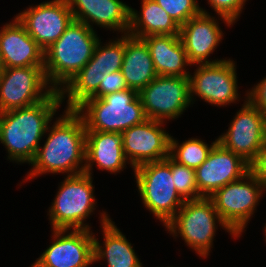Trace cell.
I'll return each instance as SVG.
<instances>
[{
    "instance_id": "obj_1",
    "label": "cell",
    "mask_w": 266,
    "mask_h": 267,
    "mask_svg": "<svg viewBox=\"0 0 266 267\" xmlns=\"http://www.w3.org/2000/svg\"><path fill=\"white\" fill-rule=\"evenodd\" d=\"M46 132L50 133L43 148L38 147L25 180L46 173H84L86 127L81 115L75 109H66Z\"/></svg>"
},
{
    "instance_id": "obj_2",
    "label": "cell",
    "mask_w": 266,
    "mask_h": 267,
    "mask_svg": "<svg viewBox=\"0 0 266 267\" xmlns=\"http://www.w3.org/2000/svg\"><path fill=\"white\" fill-rule=\"evenodd\" d=\"M60 92L54 90L45 100L25 108L0 113V142L10 161L31 163L55 112L61 106Z\"/></svg>"
},
{
    "instance_id": "obj_3",
    "label": "cell",
    "mask_w": 266,
    "mask_h": 267,
    "mask_svg": "<svg viewBox=\"0 0 266 267\" xmlns=\"http://www.w3.org/2000/svg\"><path fill=\"white\" fill-rule=\"evenodd\" d=\"M95 32L83 22L73 20L44 51L45 76L54 90H61L90 61L99 41Z\"/></svg>"
},
{
    "instance_id": "obj_4",
    "label": "cell",
    "mask_w": 266,
    "mask_h": 267,
    "mask_svg": "<svg viewBox=\"0 0 266 267\" xmlns=\"http://www.w3.org/2000/svg\"><path fill=\"white\" fill-rule=\"evenodd\" d=\"M75 110L83 118L86 131L122 133L147 119L138 91L130 88L88 98Z\"/></svg>"
},
{
    "instance_id": "obj_5",
    "label": "cell",
    "mask_w": 266,
    "mask_h": 267,
    "mask_svg": "<svg viewBox=\"0 0 266 267\" xmlns=\"http://www.w3.org/2000/svg\"><path fill=\"white\" fill-rule=\"evenodd\" d=\"M216 222L234 238L238 237L220 218L209 197L185 201L165 227L173 237L180 234L196 254L207 258L217 229Z\"/></svg>"
},
{
    "instance_id": "obj_6",
    "label": "cell",
    "mask_w": 266,
    "mask_h": 267,
    "mask_svg": "<svg viewBox=\"0 0 266 267\" xmlns=\"http://www.w3.org/2000/svg\"><path fill=\"white\" fill-rule=\"evenodd\" d=\"M134 173L144 206L165 226L185 202L174 185L171 157L142 164L134 169Z\"/></svg>"
},
{
    "instance_id": "obj_7",
    "label": "cell",
    "mask_w": 266,
    "mask_h": 267,
    "mask_svg": "<svg viewBox=\"0 0 266 267\" xmlns=\"http://www.w3.org/2000/svg\"><path fill=\"white\" fill-rule=\"evenodd\" d=\"M92 181V175L85 172L66 176L49 207L52 229L90 230L84 221L95 210L97 203Z\"/></svg>"
},
{
    "instance_id": "obj_8",
    "label": "cell",
    "mask_w": 266,
    "mask_h": 267,
    "mask_svg": "<svg viewBox=\"0 0 266 267\" xmlns=\"http://www.w3.org/2000/svg\"><path fill=\"white\" fill-rule=\"evenodd\" d=\"M263 191L266 187L249 171L241 179L216 190L209 198L220 218L240 237Z\"/></svg>"
},
{
    "instance_id": "obj_9",
    "label": "cell",
    "mask_w": 266,
    "mask_h": 267,
    "mask_svg": "<svg viewBox=\"0 0 266 267\" xmlns=\"http://www.w3.org/2000/svg\"><path fill=\"white\" fill-rule=\"evenodd\" d=\"M53 91L44 66L3 68L0 74V113L35 105Z\"/></svg>"
},
{
    "instance_id": "obj_10",
    "label": "cell",
    "mask_w": 266,
    "mask_h": 267,
    "mask_svg": "<svg viewBox=\"0 0 266 267\" xmlns=\"http://www.w3.org/2000/svg\"><path fill=\"white\" fill-rule=\"evenodd\" d=\"M147 119L178 118L189 107V76L158 75L138 92Z\"/></svg>"
},
{
    "instance_id": "obj_11",
    "label": "cell",
    "mask_w": 266,
    "mask_h": 267,
    "mask_svg": "<svg viewBox=\"0 0 266 267\" xmlns=\"http://www.w3.org/2000/svg\"><path fill=\"white\" fill-rule=\"evenodd\" d=\"M235 62L228 59L213 64H198L189 76L190 101L197 95L211 105L226 106L238 101Z\"/></svg>"
},
{
    "instance_id": "obj_12",
    "label": "cell",
    "mask_w": 266,
    "mask_h": 267,
    "mask_svg": "<svg viewBox=\"0 0 266 267\" xmlns=\"http://www.w3.org/2000/svg\"><path fill=\"white\" fill-rule=\"evenodd\" d=\"M217 139L224 148L250 164L266 142V116L245 100L228 131Z\"/></svg>"
},
{
    "instance_id": "obj_13",
    "label": "cell",
    "mask_w": 266,
    "mask_h": 267,
    "mask_svg": "<svg viewBox=\"0 0 266 267\" xmlns=\"http://www.w3.org/2000/svg\"><path fill=\"white\" fill-rule=\"evenodd\" d=\"M93 234L90 230L53 229V243L31 267H89L94 263Z\"/></svg>"
},
{
    "instance_id": "obj_14",
    "label": "cell",
    "mask_w": 266,
    "mask_h": 267,
    "mask_svg": "<svg viewBox=\"0 0 266 267\" xmlns=\"http://www.w3.org/2000/svg\"><path fill=\"white\" fill-rule=\"evenodd\" d=\"M27 33L45 51L65 32L74 20L67 0H52L16 14Z\"/></svg>"
},
{
    "instance_id": "obj_15",
    "label": "cell",
    "mask_w": 266,
    "mask_h": 267,
    "mask_svg": "<svg viewBox=\"0 0 266 267\" xmlns=\"http://www.w3.org/2000/svg\"><path fill=\"white\" fill-rule=\"evenodd\" d=\"M163 124V121L146 119L122 132L123 152L131 168L169 156L171 135L162 129Z\"/></svg>"
},
{
    "instance_id": "obj_16",
    "label": "cell",
    "mask_w": 266,
    "mask_h": 267,
    "mask_svg": "<svg viewBox=\"0 0 266 267\" xmlns=\"http://www.w3.org/2000/svg\"><path fill=\"white\" fill-rule=\"evenodd\" d=\"M249 171L248 162L217 142L204 163L195 170L199 194L210 197L216 190L241 179Z\"/></svg>"
},
{
    "instance_id": "obj_17",
    "label": "cell",
    "mask_w": 266,
    "mask_h": 267,
    "mask_svg": "<svg viewBox=\"0 0 266 267\" xmlns=\"http://www.w3.org/2000/svg\"><path fill=\"white\" fill-rule=\"evenodd\" d=\"M218 24L217 19L202 9L201 14L180 26L179 35L192 65L223 61L222 59L212 61L207 59L223 38V32Z\"/></svg>"
},
{
    "instance_id": "obj_18",
    "label": "cell",
    "mask_w": 266,
    "mask_h": 267,
    "mask_svg": "<svg viewBox=\"0 0 266 267\" xmlns=\"http://www.w3.org/2000/svg\"><path fill=\"white\" fill-rule=\"evenodd\" d=\"M0 59L3 68L44 66V50L17 17L0 30Z\"/></svg>"
},
{
    "instance_id": "obj_19",
    "label": "cell",
    "mask_w": 266,
    "mask_h": 267,
    "mask_svg": "<svg viewBox=\"0 0 266 267\" xmlns=\"http://www.w3.org/2000/svg\"><path fill=\"white\" fill-rule=\"evenodd\" d=\"M74 20L89 28H107L127 34L130 27V6L120 0H67ZM91 22V24H90ZM126 32V33H125Z\"/></svg>"
},
{
    "instance_id": "obj_20",
    "label": "cell",
    "mask_w": 266,
    "mask_h": 267,
    "mask_svg": "<svg viewBox=\"0 0 266 267\" xmlns=\"http://www.w3.org/2000/svg\"><path fill=\"white\" fill-rule=\"evenodd\" d=\"M126 161L123 152L122 133L86 131L85 173L91 176L92 166L96 163L98 169L115 174L123 171L127 164Z\"/></svg>"
},
{
    "instance_id": "obj_21",
    "label": "cell",
    "mask_w": 266,
    "mask_h": 267,
    "mask_svg": "<svg viewBox=\"0 0 266 267\" xmlns=\"http://www.w3.org/2000/svg\"><path fill=\"white\" fill-rule=\"evenodd\" d=\"M152 57L155 72L160 76H190L191 66L180 35H152L141 38Z\"/></svg>"
},
{
    "instance_id": "obj_22",
    "label": "cell",
    "mask_w": 266,
    "mask_h": 267,
    "mask_svg": "<svg viewBox=\"0 0 266 267\" xmlns=\"http://www.w3.org/2000/svg\"><path fill=\"white\" fill-rule=\"evenodd\" d=\"M100 223L103 228L104 246L102 247L99 240L93 235L94 262L105 258L108 267H143L131 243L115 226L106 212L101 213Z\"/></svg>"
},
{
    "instance_id": "obj_23",
    "label": "cell",
    "mask_w": 266,
    "mask_h": 267,
    "mask_svg": "<svg viewBox=\"0 0 266 267\" xmlns=\"http://www.w3.org/2000/svg\"><path fill=\"white\" fill-rule=\"evenodd\" d=\"M120 71L128 88L138 92L158 76L149 49L142 39L125 34V53Z\"/></svg>"
},
{
    "instance_id": "obj_24",
    "label": "cell",
    "mask_w": 266,
    "mask_h": 267,
    "mask_svg": "<svg viewBox=\"0 0 266 267\" xmlns=\"http://www.w3.org/2000/svg\"><path fill=\"white\" fill-rule=\"evenodd\" d=\"M141 13L130 8L128 34L136 38L152 35H179L180 26L154 0H142Z\"/></svg>"
},
{
    "instance_id": "obj_25",
    "label": "cell",
    "mask_w": 266,
    "mask_h": 267,
    "mask_svg": "<svg viewBox=\"0 0 266 267\" xmlns=\"http://www.w3.org/2000/svg\"><path fill=\"white\" fill-rule=\"evenodd\" d=\"M102 79L103 74L97 69H81L59 90L62 102L67 95L66 109H76L88 98H99V85Z\"/></svg>"
},
{
    "instance_id": "obj_26",
    "label": "cell",
    "mask_w": 266,
    "mask_h": 267,
    "mask_svg": "<svg viewBox=\"0 0 266 267\" xmlns=\"http://www.w3.org/2000/svg\"><path fill=\"white\" fill-rule=\"evenodd\" d=\"M101 40L96 44L92 58L82 69H97L100 73H112L121 70L125 53V34L105 46Z\"/></svg>"
},
{
    "instance_id": "obj_27",
    "label": "cell",
    "mask_w": 266,
    "mask_h": 267,
    "mask_svg": "<svg viewBox=\"0 0 266 267\" xmlns=\"http://www.w3.org/2000/svg\"><path fill=\"white\" fill-rule=\"evenodd\" d=\"M218 142L216 139L212 145H208L200 139L191 138L179 144L175 138L170 137L169 156L179 164L196 170L204 163L213 146Z\"/></svg>"
},
{
    "instance_id": "obj_28",
    "label": "cell",
    "mask_w": 266,
    "mask_h": 267,
    "mask_svg": "<svg viewBox=\"0 0 266 267\" xmlns=\"http://www.w3.org/2000/svg\"><path fill=\"white\" fill-rule=\"evenodd\" d=\"M171 173L178 194L185 200L202 198L196 185L195 170L171 158Z\"/></svg>"
},
{
    "instance_id": "obj_29",
    "label": "cell",
    "mask_w": 266,
    "mask_h": 267,
    "mask_svg": "<svg viewBox=\"0 0 266 267\" xmlns=\"http://www.w3.org/2000/svg\"><path fill=\"white\" fill-rule=\"evenodd\" d=\"M179 25L202 13L196 0H154Z\"/></svg>"
},
{
    "instance_id": "obj_30",
    "label": "cell",
    "mask_w": 266,
    "mask_h": 267,
    "mask_svg": "<svg viewBox=\"0 0 266 267\" xmlns=\"http://www.w3.org/2000/svg\"><path fill=\"white\" fill-rule=\"evenodd\" d=\"M208 2L227 26H230L240 16L246 0H208Z\"/></svg>"
},
{
    "instance_id": "obj_31",
    "label": "cell",
    "mask_w": 266,
    "mask_h": 267,
    "mask_svg": "<svg viewBox=\"0 0 266 267\" xmlns=\"http://www.w3.org/2000/svg\"><path fill=\"white\" fill-rule=\"evenodd\" d=\"M129 89L120 70L112 73H104L99 85V98L103 96Z\"/></svg>"
},
{
    "instance_id": "obj_32",
    "label": "cell",
    "mask_w": 266,
    "mask_h": 267,
    "mask_svg": "<svg viewBox=\"0 0 266 267\" xmlns=\"http://www.w3.org/2000/svg\"><path fill=\"white\" fill-rule=\"evenodd\" d=\"M247 99L252 105L260 110L266 116V77L247 91Z\"/></svg>"
},
{
    "instance_id": "obj_33",
    "label": "cell",
    "mask_w": 266,
    "mask_h": 267,
    "mask_svg": "<svg viewBox=\"0 0 266 267\" xmlns=\"http://www.w3.org/2000/svg\"><path fill=\"white\" fill-rule=\"evenodd\" d=\"M250 172L266 187V142L250 163Z\"/></svg>"
},
{
    "instance_id": "obj_34",
    "label": "cell",
    "mask_w": 266,
    "mask_h": 267,
    "mask_svg": "<svg viewBox=\"0 0 266 267\" xmlns=\"http://www.w3.org/2000/svg\"><path fill=\"white\" fill-rule=\"evenodd\" d=\"M2 70H3V66H2V63H1V59H0V74L2 73Z\"/></svg>"
},
{
    "instance_id": "obj_35",
    "label": "cell",
    "mask_w": 266,
    "mask_h": 267,
    "mask_svg": "<svg viewBox=\"0 0 266 267\" xmlns=\"http://www.w3.org/2000/svg\"><path fill=\"white\" fill-rule=\"evenodd\" d=\"M264 229H265L264 231H265V238H266V224H265V227H264ZM265 240H266V239H265Z\"/></svg>"
}]
</instances>
